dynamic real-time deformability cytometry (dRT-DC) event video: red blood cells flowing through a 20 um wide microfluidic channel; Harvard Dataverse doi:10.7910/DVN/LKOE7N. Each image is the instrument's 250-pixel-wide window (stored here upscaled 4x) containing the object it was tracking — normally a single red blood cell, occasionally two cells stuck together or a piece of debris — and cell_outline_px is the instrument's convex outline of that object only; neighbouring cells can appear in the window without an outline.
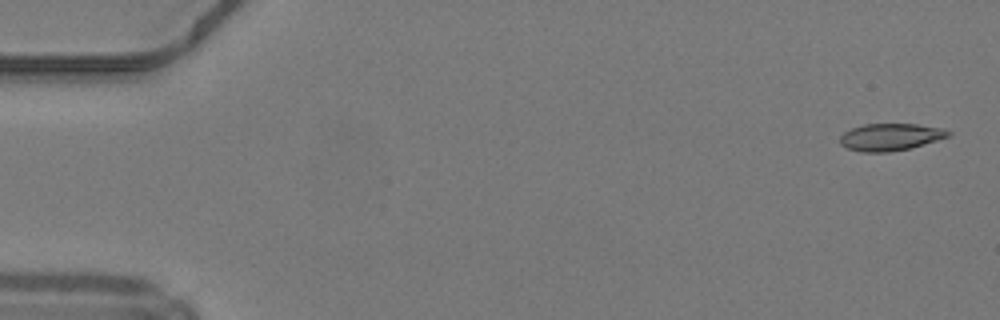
{"species": "common noctule bat (a hibernating species)", "species_latin": "Nyctalus noctula", "temperature_condition": "warm", "stored_images_in_passage": 48, "camera_frame_rate_fps": 3000, "um_per_image_px": 0.085, "animal": {"sex": "male", "body_mass_g": 19.2, "forearm_length_mm": 51.8}, "frame": {"image": 1, "passage_image": 1, "time_ms": 0.0, "image_size_px": [1000, 320], "cell_outline_px": [[952, 132], [948, 136], [912, 148], [888, 152], [860, 152], [848, 148], [840, 144], [840, 136], [844, 132], [852, 128], [864, 124], [916, 124], [944, 128]], "centroid_in_image_um": [75.68, 11.64], "position_along_channel_um": 9.3, "area_um2": 17.11}}
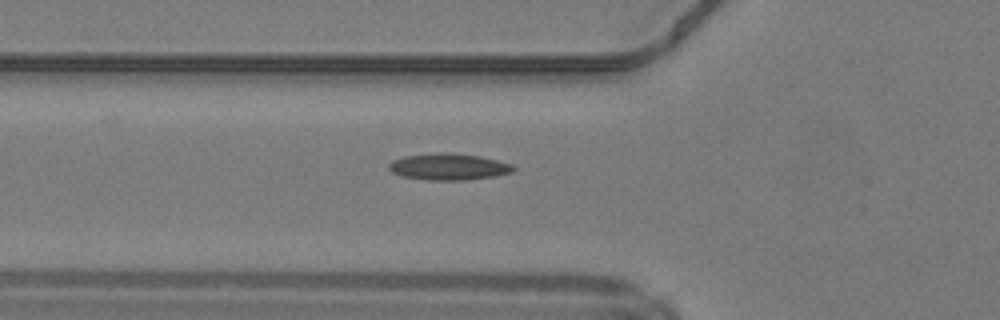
{"frame": {"image": 2, "passage_image": 17, "time_ms": 5.333, "image_size_px": [1000, 320], "cell_outline_px": [[516, 168], [512, 172], [492, 176], [464, 180], [428, 180], [404, 176], [392, 172], [388, 168], [388, 164], [392, 160], [404, 156], [480, 156], [512, 164]], "centroid_in_image_um": [38.15, 14.23], "position_along_channel_um": 87.7, "area_um2": 17.92}}
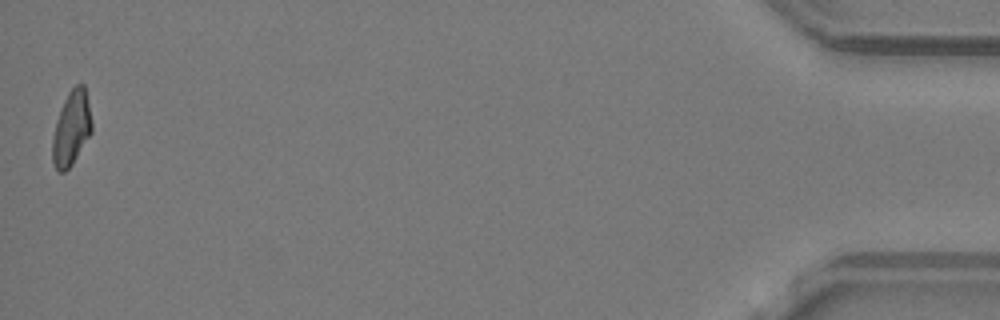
{"frame": {"image": 3, "passage_image": 48, "time_ms": 15.667, "image_size_px": [1000, 320], "cell_outline_px": [[92, 132], [72, 164], [64, 172], [60, 172], [56, 168], [52, 160], [52, 136], [56, 120], [64, 100], [68, 92], [76, 84], [84, 84], [92, 120]], "centroid_in_image_um": [6.07, 10.9], "position_along_channel_um": 429.1, "area_um2": 17.05}}